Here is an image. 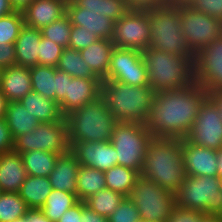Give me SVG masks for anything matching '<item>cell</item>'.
<instances>
[{
	"label": "cell",
	"instance_id": "cell-27",
	"mask_svg": "<svg viewBox=\"0 0 222 222\" xmlns=\"http://www.w3.org/2000/svg\"><path fill=\"white\" fill-rule=\"evenodd\" d=\"M4 118L14 140L18 136L32 131L40 123L36 116L26 110L19 101L7 103Z\"/></svg>",
	"mask_w": 222,
	"mask_h": 222
},
{
	"label": "cell",
	"instance_id": "cell-62",
	"mask_svg": "<svg viewBox=\"0 0 222 222\" xmlns=\"http://www.w3.org/2000/svg\"><path fill=\"white\" fill-rule=\"evenodd\" d=\"M76 0H67V2H75Z\"/></svg>",
	"mask_w": 222,
	"mask_h": 222
},
{
	"label": "cell",
	"instance_id": "cell-21",
	"mask_svg": "<svg viewBox=\"0 0 222 222\" xmlns=\"http://www.w3.org/2000/svg\"><path fill=\"white\" fill-rule=\"evenodd\" d=\"M80 166L75 154L71 150L59 155L54 169L48 176L52 189L76 195V181Z\"/></svg>",
	"mask_w": 222,
	"mask_h": 222
},
{
	"label": "cell",
	"instance_id": "cell-5",
	"mask_svg": "<svg viewBox=\"0 0 222 222\" xmlns=\"http://www.w3.org/2000/svg\"><path fill=\"white\" fill-rule=\"evenodd\" d=\"M65 119L71 147L81 141L109 142L118 123L101 96L72 111Z\"/></svg>",
	"mask_w": 222,
	"mask_h": 222
},
{
	"label": "cell",
	"instance_id": "cell-36",
	"mask_svg": "<svg viewBox=\"0 0 222 222\" xmlns=\"http://www.w3.org/2000/svg\"><path fill=\"white\" fill-rule=\"evenodd\" d=\"M75 2L86 10H99L100 15L115 22L130 11L124 0H76Z\"/></svg>",
	"mask_w": 222,
	"mask_h": 222
},
{
	"label": "cell",
	"instance_id": "cell-52",
	"mask_svg": "<svg viewBox=\"0 0 222 222\" xmlns=\"http://www.w3.org/2000/svg\"><path fill=\"white\" fill-rule=\"evenodd\" d=\"M208 97L217 106L219 117L222 119V90L208 91Z\"/></svg>",
	"mask_w": 222,
	"mask_h": 222
},
{
	"label": "cell",
	"instance_id": "cell-29",
	"mask_svg": "<svg viewBox=\"0 0 222 222\" xmlns=\"http://www.w3.org/2000/svg\"><path fill=\"white\" fill-rule=\"evenodd\" d=\"M106 188L104 171L84 165L79 167L76 181V195L79 201L84 202L90 196Z\"/></svg>",
	"mask_w": 222,
	"mask_h": 222
},
{
	"label": "cell",
	"instance_id": "cell-10",
	"mask_svg": "<svg viewBox=\"0 0 222 222\" xmlns=\"http://www.w3.org/2000/svg\"><path fill=\"white\" fill-rule=\"evenodd\" d=\"M42 150L59 155L71 150L68 126L65 117L60 121L41 122L32 131L14 140L13 151L24 153Z\"/></svg>",
	"mask_w": 222,
	"mask_h": 222
},
{
	"label": "cell",
	"instance_id": "cell-11",
	"mask_svg": "<svg viewBox=\"0 0 222 222\" xmlns=\"http://www.w3.org/2000/svg\"><path fill=\"white\" fill-rule=\"evenodd\" d=\"M177 8L180 13L182 34L196 53L222 36V20L201 13L192 5H182Z\"/></svg>",
	"mask_w": 222,
	"mask_h": 222
},
{
	"label": "cell",
	"instance_id": "cell-41",
	"mask_svg": "<svg viewBox=\"0 0 222 222\" xmlns=\"http://www.w3.org/2000/svg\"><path fill=\"white\" fill-rule=\"evenodd\" d=\"M139 220L138 210L129 197H125L119 207L108 217V222H138Z\"/></svg>",
	"mask_w": 222,
	"mask_h": 222
},
{
	"label": "cell",
	"instance_id": "cell-51",
	"mask_svg": "<svg viewBox=\"0 0 222 222\" xmlns=\"http://www.w3.org/2000/svg\"><path fill=\"white\" fill-rule=\"evenodd\" d=\"M25 216L28 218V222H51L42 209L29 208Z\"/></svg>",
	"mask_w": 222,
	"mask_h": 222
},
{
	"label": "cell",
	"instance_id": "cell-57",
	"mask_svg": "<svg viewBox=\"0 0 222 222\" xmlns=\"http://www.w3.org/2000/svg\"><path fill=\"white\" fill-rule=\"evenodd\" d=\"M217 176L222 180V147L217 150Z\"/></svg>",
	"mask_w": 222,
	"mask_h": 222
},
{
	"label": "cell",
	"instance_id": "cell-3",
	"mask_svg": "<svg viewBox=\"0 0 222 222\" xmlns=\"http://www.w3.org/2000/svg\"><path fill=\"white\" fill-rule=\"evenodd\" d=\"M142 56L154 93L178 90L195 83V58L151 49L143 51Z\"/></svg>",
	"mask_w": 222,
	"mask_h": 222
},
{
	"label": "cell",
	"instance_id": "cell-13",
	"mask_svg": "<svg viewBox=\"0 0 222 222\" xmlns=\"http://www.w3.org/2000/svg\"><path fill=\"white\" fill-rule=\"evenodd\" d=\"M105 80L117 81L133 86L149 85L147 68L142 52L115 47Z\"/></svg>",
	"mask_w": 222,
	"mask_h": 222
},
{
	"label": "cell",
	"instance_id": "cell-61",
	"mask_svg": "<svg viewBox=\"0 0 222 222\" xmlns=\"http://www.w3.org/2000/svg\"><path fill=\"white\" fill-rule=\"evenodd\" d=\"M2 68H0V86H1V75H2Z\"/></svg>",
	"mask_w": 222,
	"mask_h": 222
},
{
	"label": "cell",
	"instance_id": "cell-43",
	"mask_svg": "<svg viewBox=\"0 0 222 222\" xmlns=\"http://www.w3.org/2000/svg\"><path fill=\"white\" fill-rule=\"evenodd\" d=\"M191 5L201 13L222 20V0H195Z\"/></svg>",
	"mask_w": 222,
	"mask_h": 222
},
{
	"label": "cell",
	"instance_id": "cell-31",
	"mask_svg": "<svg viewBox=\"0 0 222 222\" xmlns=\"http://www.w3.org/2000/svg\"><path fill=\"white\" fill-rule=\"evenodd\" d=\"M20 155L27 175L39 177H48L50 175L59 156L57 153L42 150L24 152Z\"/></svg>",
	"mask_w": 222,
	"mask_h": 222
},
{
	"label": "cell",
	"instance_id": "cell-46",
	"mask_svg": "<svg viewBox=\"0 0 222 222\" xmlns=\"http://www.w3.org/2000/svg\"><path fill=\"white\" fill-rule=\"evenodd\" d=\"M14 139L5 118H0V154L13 151Z\"/></svg>",
	"mask_w": 222,
	"mask_h": 222
},
{
	"label": "cell",
	"instance_id": "cell-25",
	"mask_svg": "<svg viewBox=\"0 0 222 222\" xmlns=\"http://www.w3.org/2000/svg\"><path fill=\"white\" fill-rule=\"evenodd\" d=\"M41 37L40 30L24 25L14 42L16 65L32 67L38 64Z\"/></svg>",
	"mask_w": 222,
	"mask_h": 222
},
{
	"label": "cell",
	"instance_id": "cell-28",
	"mask_svg": "<svg viewBox=\"0 0 222 222\" xmlns=\"http://www.w3.org/2000/svg\"><path fill=\"white\" fill-rule=\"evenodd\" d=\"M51 191L52 185L48 177L27 175L19 195L29 208L41 209Z\"/></svg>",
	"mask_w": 222,
	"mask_h": 222
},
{
	"label": "cell",
	"instance_id": "cell-19",
	"mask_svg": "<svg viewBox=\"0 0 222 222\" xmlns=\"http://www.w3.org/2000/svg\"><path fill=\"white\" fill-rule=\"evenodd\" d=\"M66 15L71 25L81 26L100 39H112L115 21L100 15L99 10H86L76 2H67Z\"/></svg>",
	"mask_w": 222,
	"mask_h": 222
},
{
	"label": "cell",
	"instance_id": "cell-33",
	"mask_svg": "<svg viewBox=\"0 0 222 222\" xmlns=\"http://www.w3.org/2000/svg\"><path fill=\"white\" fill-rule=\"evenodd\" d=\"M78 202L77 195L52 189L41 209L51 222H57L69 208Z\"/></svg>",
	"mask_w": 222,
	"mask_h": 222
},
{
	"label": "cell",
	"instance_id": "cell-60",
	"mask_svg": "<svg viewBox=\"0 0 222 222\" xmlns=\"http://www.w3.org/2000/svg\"><path fill=\"white\" fill-rule=\"evenodd\" d=\"M138 222H153V221L140 219Z\"/></svg>",
	"mask_w": 222,
	"mask_h": 222
},
{
	"label": "cell",
	"instance_id": "cell-16",
	"mask_svg": "<svg viewBox=\"0 0 222 222\" xmlns=\"http://www.w3.org/2000/svg\"><path fill=\"white\" fill-rule=\"evenodd\" d=\"M71 151L80 165L96 168L100 171L109 170L117 165V151L111 142H76Z\"/></svg>",
	"mask_w": 222,
	"mask_h": 222
},
{
	"label": "cell",
	"instance_id": "cell-7",
	"mask_svg": "<svg viewBox=\"0 0 222 222\" xmlns=\"http://www.w3.org/2000/svg\"><path fill=\"white\" fill-rule=\"evenodd\" d=\"M176 205L205 214L222 213V180L218 176L186 175L175 193Z\"/></svg>",
	"mask_w": 222,
	"mask_h": 222
},
{
	"label": "cell",
	"instance_id": "cell-1",
	"mask_svg": "<svg viewBox=\"0 0 222 222\" xmlns=\"http://www.w3.org/2000/svg\"><path fill=\"white\" fill-rule=\"evenodd\" d=\"M208 91L198 83L154 94L145 123L153 138H182L190 132Z\"/></svg>",
	"mask_w": 222,
	"mask_h": 222
},
{
	"label": "cell",
	"instance_id": "cell-26",
	"mask_svg": "<svg viewBox=\"0 0 222 222\" xmlns=\"http://www.w3.org/2000/svg\"><path fill=\"white\" fill-rule=\"evenodd\" d=\"M19 102L33 116L41 122L60 121L64 116L61 114L59 104L56 101L45 98L43 95L31 90Z\"/></svg>",
	"mask_w": 222,
	"mask_h": 222
},
{
	"label": "cell",
	"instance_id": "cell-15",
	"mask_svg": "<svg viewBox=\"0 0 222 222\" xmlns=\"http://www.w3.org/2000/svg\"><path fill=\"white\" fill-rule=\"evenodd\" d=\"M194 67L195 83L207 91L222 90V36L196 53Z\"/></svg>",
	"mask_w": 222,
	"mask_h": 222
},
{
	"label": "cell",
	"instance_id": "cell-53",
	"mask_svg": "<svg viewBox=\"0 0 222 222\" xmlns=\"http://www.w3.org/2000/svg\"><path fill=\"white\" fill-rule=\"evenodd\" d=\"M14 11L15 9L10 0H0V17L6 16Z\"/></svg>",
	"mask_w": 222,
	"mask_h": 222
},
{
	"label": "cell",
	"instance_id": "cell-20",
	"mask_svg": "<svg viewBox=\"0 0 222 222\" xmlns=\"http://www.w3.org/2000/svg\"><path fill=\"white\" fill-rule=\"evenodd\" d=\"M67 0H34L23 10L25 26L41 30L66 14Z\"/></svg>",
	"mask_w": 222,
	"mask_h": 222
},
{
	"label": "cell",
	"instance_id": "cell-49",
	"mask_svg": "<svg viewBox=\"0 0 222 222\" xmlns=\"http://www.w3.org/2000/svg\"><path fill=\"white\" fill-rule=\"evenodd\" d=\"M82 201L69 208L57 222H81Z\"/></svg>",
	"mask_w": 222,
	"mask_h": 222
},
{
	"label": "cell",
	"instance_id": "cell-32",
	"mask_svg": "<svg viewBox=\"0 0 222 222\" xmlns=\"http://www.w3.org/2000/svg\"><path fill=\"white\" fill-rule=\"evenodd\" d=\"M32 90L56 101V67L39 65L29 67Z\"/></svg>",
	"mask_w": 222,
	"mask_h": 222
},
{
	"label": "cell",
	"instance_id": "cell-48",
	"mask_svg": "<svg viewBox=\"0 0 222 222\" xmlns=\"http://www.w3.org/2000/svg\"><path fill=\"white\" fill-rule=\"evenodd\" d=\"M56 75V102L60 104L67 93L68 78H72L68 73L61 70H55Z\"/></svg>",
	"mask_w": 222,
	"mask_h": 222
},
{
	"label": "cell",
	"instance_id": "cell-55",
	"mask_svg": "<svg viewBox=\"0 0 222 222\" xmlns=\"http://www.w3.org/2000/svg\"><path fill=\"white\" fill-rule=\"evenodd\" d=\"M7 103H8V101L5 97V95L0 90V118L5 117Z\"/></svg>",
	"mask_w": 222,
	"mask_h": 222
},
{
	"label": "cell",
	"instance_id": "cell-12",
	"mask_svg": "<svg viewBox=\"0 0 222 222\" xmlns=\"http://www.w3.org/2000/svg\"><path fill=\"white\" fill-rule=\"evenodd\" d=\"M150 30L148 11L130 10L115 22L111 41L116 48L143 52L149 45Z\"/></svg>",
	"mask_w": 222,
	"mask_h": 222
},
{
	"label": "cell",
	"instance_id": "cell-42",
	"mask_svg": "<svg viewBox=\"0 0 222 222\" xmlns=\"http://www.w3.org/2000/svg\"><path fill=\"white\" fill-rule=\"evenodd\" d=\"M99 39L100 38L97 34L89 32L87 29L81 26L72 25V32L68 48L80 51L81 49L90 46L93 42H96Z\"/></svg>",
	"mask_w": 222,
	"mask_h": 222
},
{
	"label": "cell",
	"instance_id": "cell-34",
	"mask_svg": "<svg viewBox=\"0 0 222 222\" xmlns=\"http://www.w3.org/2000/svg\"><path fill=\"white\" fill-rule=\"evenodd\" d=\"M56 68L72 77L98 78L87 65L80 52L71 48H64Z\"/></svg>",
	"mask_w": 222,
	"mask_h": 222
},
{
	"label": "cell",
	"instance_id": "cell-23",
	"mask_svg": "<svg viewBox=\"0 0 222 222\" xmlns=\"http://www.w3.org/2000/svg\"><path fill=\"white\" fill-rule=\"evenodd\" d=\"M27 178L22 157L14 151L0 154V191L19 193Z\"/></svg>",
	"mask_w": 222,
	"mask_h": 222
},
{
	"label": "cell",
	"instance_id": "cell-39",
	"mask_svg": "<svg viewBox=\"0 0 222 222\" xmlns=\"http://www.w3.org/2000/svg\"><path fill=\"white\" fill-rule=\"evenodd\" d=\"M42 37L52 40L57 45L68 48L72 25L69 18L65 14L59 20L52 22L50 25L45 26L41 30Z\"/></svg>",
	"mask_w": 222,
	"mask_h": 222
},
{
	"label": "cell",
	"instance_id": "cell-44",
	"mask_svg": "<svg viewBox=\"0 0 222 222\" xmlns=\"http://www.w3.org/2000/svg\"><path fill=\"white\" fill-rule=\"evenodd\" d=\"M203 214V212L181 208L176 205L166 222H201Z\"/></svg>",
	"mask_w": 222,
	"mask_h": 222
},
{
	"label": "cell",
	"instance_id": "cell-18",
	"mask_svg": "<svg viewBox=\"0 0 222 222\" xmlns=\"http://www.w3.org/2000/svg\"><path fill=\"white\" fill-rule=\"evenodd\" d=\"M181 151L186 175L217 176V150L191 144L185 138Z\"/></svg>",
	"mask_w": 222,
	"mask_h": 222
},
{
	"label": "cell",
	"instance_id": "cell-56",
	"mask_svg": "<svg viewBox=\"0 0 222 222\" xmlns=\"http://www.w3.org/2000/svg\"><path fill=\"white\" fill-rule=\"evenodd\" d=\"M201 222H222V216L204 213Z\"/></svg>",
	"mask_w": 222,
	"mask_h": 222
},
{
	"label": "cell",
	"instance_id": "cell-54",
	"mask_svg": "<svg viewBox=\"0 0 222 222\" xmlns=\"http://www.w3.org/2000/svg\"><path fill=\"white\" fill-rule=\"evenodd\" d=\"M34 0H10L13 8L15 10L22 11L28 4L32 3Z\"/></svg>",
	"mask_w": 222,
	"mask_h": 222
},
{
	"label": "cell",
	"instance_id": "cell-50",
	"mask_svg": "<svg viewBox=\"0 0 222 222\" xmlns=\"http://www.w3.org/2000/svg\"><path fill=\"white\" fill-rule=\"evenodd\" d=\"M81 222H108V218L99 215L97 212L90 209L85 202H82Z\"/></svg>",
	"mask_w": 222,
	"mask_h": 222
},
{
	"label": "cell",
	"instance_id": "cell-37",
	"mask_svg": "<svg viewBox=\"0 0 222 222\" xmlns=\"http://www.w3.org/2000/svg\"><path fill=\"white\" fill-rule=\"evenodd\" d=\"M29 207L20 198L19 193L1 192L0 194V222H11L23 217Z\"/></svg>",
	"mask_w": 222,
	"mask_h": 222
},
{
	"label": "cell",
	"instance_id": "cell-2",
	"mask_svg": "<svg viewBox=\"0 0 222 222\" xmlns=\"http://www.w3.org/2000/svg\"><path fill=\"white\" fill-rule=\"evenodd\" d=\"M181 143L182 138H152L140 176L175 194L186 177Z\"/></svg>",
	"mask_w": 222,
	"mask_h": 222
},
{
	"label": "cell",
	"instance_id": "cell-24",
	"mask_svg": "<svg viewBox=\"0 0 222 222\" xmlns=\"http://www.w3.org/2000/svg\"><path fill=\"white\" fill-rule=\"evenodd\" d=\"M114 48L110 39H99L79 51L87 65L101 81L107 78Z\"/></svg>",
	"mask_w": 222,
	"mask_h": 222
},
{
	"label": "cell",
	"instance_id": "cell-30",
	"mask_svg": "<svg viewBox=\"0 0 222 222\" xmlns=\"http://www.w3.org/2000/svg\"><path fill=\"white\" fill-rule=\"evenodd\" d=\"M107 189L129 197L140 173L121 165H115L104 172Z\"/></svg>",
	"mask_w": 222,
	"mask_h": 222
},
{
	"label": "cell",
	"instance_id": "cell-9",
	"mask_svg": "<svg viewBox=\"0 0 222 222\" xmlns=\"http://www.w3.org/2000/svg\"><path fill=\"white\" fill-rule=\"evenodd\" d=\"M140 219L166 222L176 206L175 194L162 189L156 182L139 177L129 195Z\"/></svg>",
	"mask_w": 222,
	"mask_h": 222
},
{
	"label": "cell",
	"instance_id": "cell-14",
	"mask_svg": "<svg viewBox=\"0 0 222 222\" xmlns=\"http://www.w3.org/2000/svg\"><path fill=\"white\" fill-rule=\"evenodd\" d=\"M186 139L194 145L219 150L222 147V119L217 106L207 97L198 111Z\"/></svg>",
	"mask_w": 222,
	"mask_h": 222
},
{
	"label": "cell",
	"instance_id": "cell-45",
	"mask_svg": "<svg viewBox=\"0 0 222 222\" xmlns=\"http://www.w3.org/2000/svg\"><path fill=\"white\" fill-rule=\"evenodd\" d=\"M129 10L150 11L171 6V0H124Z\"/></svg>",
	"mask_w": 222,
	"mask_h": 222
},
{
	"label": "cell",
	"instance_id": "cell-38",
	"mask_svg": "<svg viewBox=\"0 0 222 222\" xmlns=\"http://www.w3.org/2000/svg\"><path fill=\"white\" fill-rule=\"evenodd\" d=\"M24 25L22 11L15 10L6 16L0 17V43L14 44Z\"/></svg>",
	"mask_w": 222,
	"mask_h": 222
},
{
	"label": "cell",
	"instance_id": "cell-59",
	"mask_svg": "<svg viewBox=\"0 0 222 222\" xmlns=\"http://www.w3.org/2000/svg\"><path fill=\"white\" fill-rule=\"evenodd\" d=\"M11 222H28V218L26 216L20 217L19 219L13 220Z\"/></svg>",
	"mask_w": 222,
	"mask_h": 222
},
{
	"label": "cell",
	"instance_id": "cell-47",
	"mask_svg": "<svg viewBox=\"0 0 222 222\" xmlns=\"http://www.w3.org/2000/svg\"><path fill=\"white\" fill-rule=\"evenodd\" d=\"M16 65L14 44L0 43V68L5 69Z\"/></svg>",
	"mask_w": 222,
	"mask_h": 222
},
{
	"label": "cell",
	"instance_id": "cell-4",
	"mask_svg": "<svg viewBox=\"0 0 222 222\" xmlns=\"http://www.w3.org/2000/svg\"><path fill=\"white\" fill-rule=\"evenodd\" d=\"M149 85L133 86L117 81L103 80L101 97L106 107L118 122H138L145 124L154 98Z\"/></svg>",
	"mask_w": 222,
	"mask_h": 222
},
{
	"label": "cell",
	"instance_id": "cell-6",
	"mask_svg": "<svg viewBox=\"0 0 222 222\" xmlns=\"http://www.w3.org/2000/svg\"><path fill=\"white\" fill-rule=\"evenodd\" d=\"M150 19L149 45L147 49L165 51L172 55L195 58L181 31L180 13L177 7L169 6L148 11Z\"/></svg>",
	"mask_w": 222,
	"mask_h": 222
},
{
	"label": "cell",
	"instance_id": "cell-17",
	"mask_svg": "<svg viewBox=\"0 0 222 222\" xmlns=\"http://www.w3.org/2000/svg\"><path fill=\"white\" fill-rule=\"evenodd\" d=\"M99 78H68V88L64 100L59 104L61 114L65 117L77 108H81L101 95Z\"/></svg>",
	"mask_w": 222,
	"mask_h": 222
},
{
	"label": "cell",
	"instance_id": "cell-40",
	"mask_svg": "<svg viewBox=\"0 0 222 222\" xmlns=\"http://www.w3.org/2000/svg\"><path fill=\"white\" fill-rule=\"evenodd\" d=\"M63 50L64 47L57 45L52 40L41 37L38 53V64L57 67Z\"/></svg>",
	"mask_w": 222,
	"mask_h": 222
},
{
	"label": "cell",
	"instance_id": "cell-8",
	"mask_svg": "<svg viewBox=\"0 0 222 222\" xmlns=\"http://www.w3.org/2000/svg\"><path fill=\"white\" fill-rule=\"evenodd\" d=\"M152 138L145 124L118 122L110 140L117 151V165L141 173L147 147Z\"/></svg>",
	"mask_w": 222,
	"mask_h": 222
},
{
	"label": "cell",
	"instance_id": "cell-22",
	"mask_svg": "<svg viewBox=\"0 0 222 222\" xmlns=\"http://www.w3.org/2000/svg\"><path fill=\"white\" fill-rule=\"evenodd\" d=\"M1 92L8 102H16L32 90L30 68L11 66L2 70Z\"/></svg>",
	"mask_w": 222,
	"mask_h": 222
},
{
	"label": "cell",
	"instance_id": "cell-35",
	"mask_svg": "<svg viewBox=\"0 0 222 222\" xmlns=\"http://www.w3.org/2000/svg\"><path fill=\"white\" fill-rule=\"evenodd\" d=\"M124 198L125 196L121 193L106 188L90 196L84 202L90 209L108 218Z\"/></svg>",
	"mask_w": 222,
	"mask_h": 222
},
{
	"label": "cell",
	"instance_id": "cell-58",
	"mask_svg": "<svg viewBox=\"0 0 222 222\" xmlns=\"http://www.w3.org/2000/svg\"><path fill=\"white\" fill-rule=\"evenodd\" d=\"M195 0H171V6L191 5Z\"/></svg>",
	"mask_w": 222,
	"mask_h": 222
}]
</instances>
